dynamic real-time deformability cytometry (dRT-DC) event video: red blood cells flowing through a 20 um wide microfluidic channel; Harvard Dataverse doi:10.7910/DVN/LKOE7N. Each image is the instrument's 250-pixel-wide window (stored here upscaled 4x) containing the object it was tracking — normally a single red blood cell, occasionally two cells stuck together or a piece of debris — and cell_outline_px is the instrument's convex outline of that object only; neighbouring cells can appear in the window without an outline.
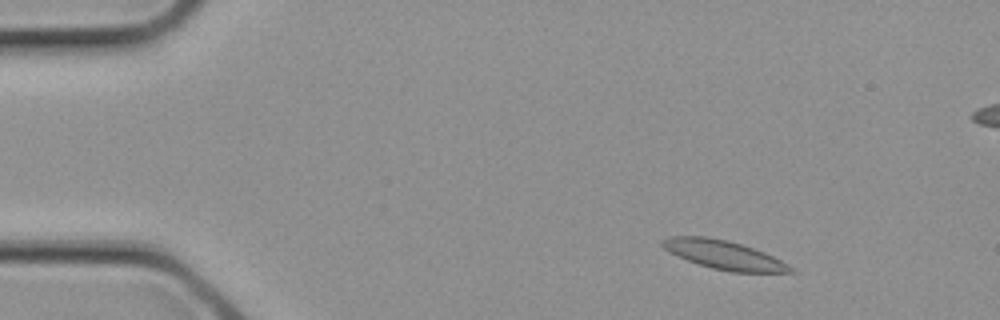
{"species": "common noctule bat (a hibernating species)", "species_latin": "Nyctalus noctula", "temperature_condition": "cold", "stored_images_in_passage": 3, "camera_frame_rate_fps": 3000, "um_per_image_px": 0.085, "animal": {"sex": "female", "body_mass_g": 21.9}, "frame": {"image": 1, "passage_image": 1, "time_ms": 0.0, "image_size_px": [1000, 320], "cell_outline_px": [[796, 272], [732, 272], [712, 268], [688, 260], [664, 248], [660, 244], [660, 240], [668, 236], [708, 236], [728, 240], [764, 252], [796, 268]], "centroid_in_image_um": [61.54, 21.65], "position_along_channel_um": 23.5, "area_um2": 21.27}}